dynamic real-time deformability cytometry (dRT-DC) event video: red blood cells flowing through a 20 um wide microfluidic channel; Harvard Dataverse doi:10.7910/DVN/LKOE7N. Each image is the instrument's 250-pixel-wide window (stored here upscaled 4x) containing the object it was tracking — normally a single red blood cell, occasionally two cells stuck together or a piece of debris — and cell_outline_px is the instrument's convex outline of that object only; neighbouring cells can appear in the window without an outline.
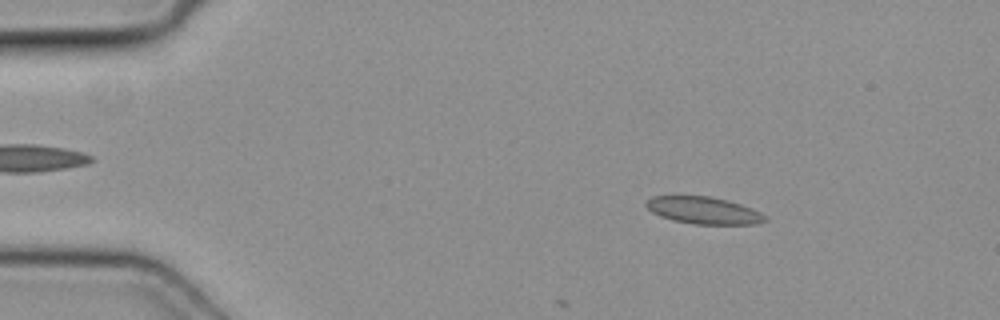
{"species": "common noctule bat (a hibernating species)", "species_latin": "Nyctalus noctula", "temperature_condition": "cold", "stored_images_in_passage": 15, "camera_frame_rate_fps": 3000, "um_per_image_px": 0.085, "animal": {"sex": "female", "body_mass_g": 19.3, "forearm_length_mm": 54.1}, "frame": {"image": 1, "passage_image": 7, "time_ms": 2.0, "image_size_px": [1000, 320], "cell_outline_px": [[768, 220], [756, 224], [692, 224], [672, 220], [660, 216], [652, 212], [644, 204], [652, 196], [676, 192], [708, 196], [728, 200], [752, 208], [768, 216]], "centroid_in_image_um": [59.74, 17.83], "position_along_channel_um": 25.3, "area_um2": 19.65}}
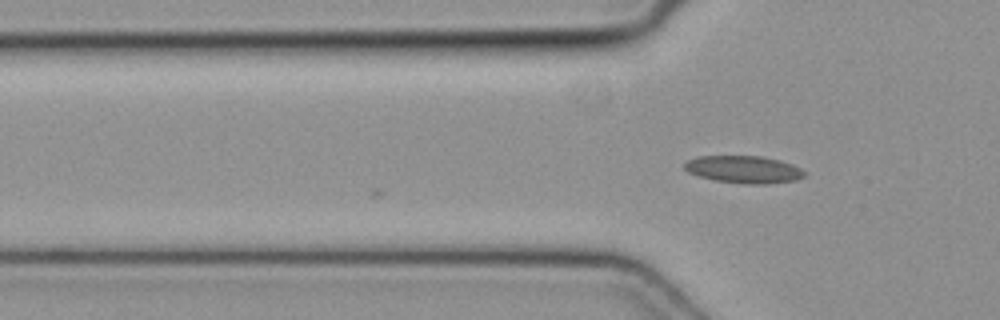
{"frame": {"image": 2, "passage_image": 15, "time_ms": 4.667, "image_size_px": [1000, 320], "cell_outline_px": [[804, 176], [796, 180], [764, 184], [744, 184], [712, 180], [696, 176], [688, 172], [684, 168], [684, 164], [688, 160], [696, 156], [760, 156], [780, 160], [792, 164], [800, 168], [804, 172]], "centroid_in_image_um": [63.17, 14.4], "position_along_channel_um": 62.6, "area_um2": 19.25}}